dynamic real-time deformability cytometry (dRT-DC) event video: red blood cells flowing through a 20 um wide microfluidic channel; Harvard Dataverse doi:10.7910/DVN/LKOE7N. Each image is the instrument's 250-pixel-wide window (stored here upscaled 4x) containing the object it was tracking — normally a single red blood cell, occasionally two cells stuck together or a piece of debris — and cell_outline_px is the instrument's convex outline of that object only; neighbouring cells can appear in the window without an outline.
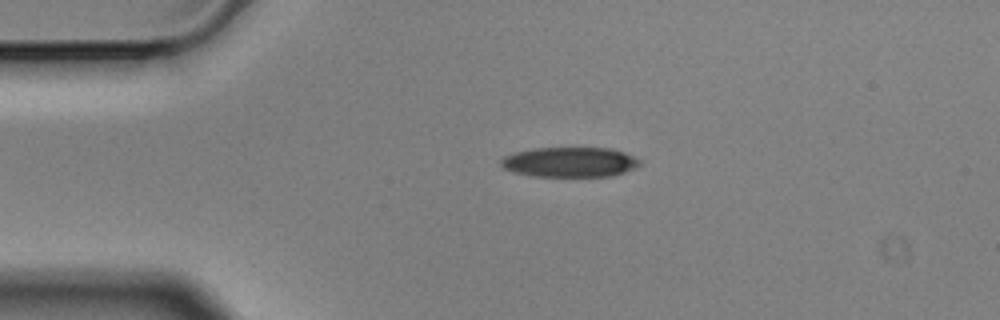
{"species": "Egyptian fruit bat (a non-hibernating species)", "species_latin": "Rousettus aegyptiacus", "temperature_condition": "cold", "stored_images_in_passage": 46, "camera_frame_rate_fps": 3000, "um_per_image_px": 0.085, "animal": {"sex": "male"}, "frame": {"image": 1, "passage_image": 1, "time_ms": 0.0, "image_size_px": [1000, 320], "cell_outline_px": [[640, 164], [624, 172], [612, 176], [532, 176], [512, 172], [504, 168], [500, 164], [500, 160], [504, 156], [516, 152], [532, 148], [612, 148], [624, 152], [640, 160]], "centroid_in_image_um": [48.39, 13.77], "position_along_channel_um": 36.6, "area_um2": 24.16}}
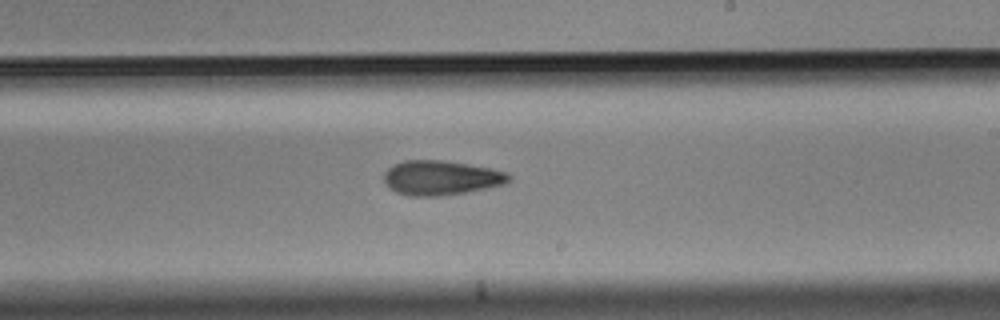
{"frame": {"image": 2, "passage_image": 22, "time_ms": 7.0, "image_size_px": [1000, 320], "cell_outline_px": [[512, 180], [504, 184], [464, 192], [440, 196], [408, 196], [396, 192], [388, 188], [384, 184], [384, 172], [392, 164], [404, 160], [444, 160], [492, 168], [508, 172], [512, 176]], "centroid_in_image_um": [37.46, 15.1], "position_along_channel_um": 251.5, "area_um2": 25.43}}
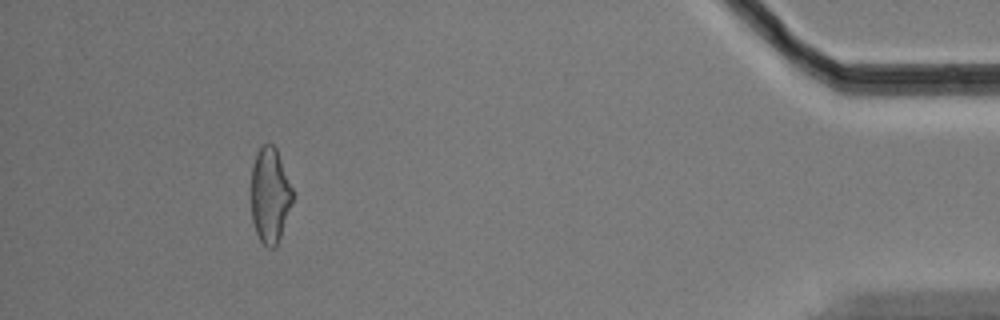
{"frame": {"image": 3, "passage_image": 41, "time_ms": 13.333, "image_size_px": [1000, 320], "cell_outline_px": [[292, 204], [280, 240], [276, 248], [268, 248], [260, 240], [256, 232], [252, 220], [252, 164], [256, 152], [264, 144], [272, 144], [276, 148], [292, 188]], "centroid_in_image_um": [22.95, 16.64], "position_along_channel_um": 412.2, "area_um2": 23.0}, "authors_computed_cell_mechanics": {"area_um2": 24.5361, "velocity_mm_per_s": 3.5155, "shape_relaxation_time_tau1_ms": 7.8546, "shape_relaxation_time_tau2_ms": 4.412, "deformation_change_tau1": 0.1564, "deformation_change_tau2": 0.1401}}